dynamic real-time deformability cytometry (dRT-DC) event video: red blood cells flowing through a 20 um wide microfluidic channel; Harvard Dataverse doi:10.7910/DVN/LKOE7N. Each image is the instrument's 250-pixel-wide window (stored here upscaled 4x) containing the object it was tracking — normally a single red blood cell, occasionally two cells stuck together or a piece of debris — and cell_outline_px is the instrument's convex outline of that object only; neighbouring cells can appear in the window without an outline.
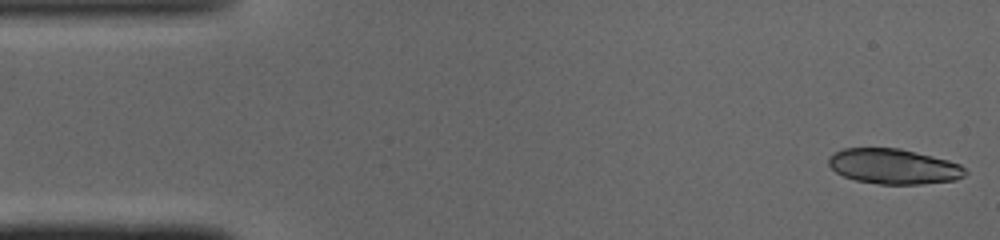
{"species": "common noctule bat (a hibernating species)", "species_latin": "Nyctalus noctula", "temperature_condition": "cold", "stored_images_in_passage": 47, "camera_frame_rate_fps": 3000, "um_per_image_px": 0.085, "animal": {"sex": "male", "body_mass_g": 19.0, "forearm_length_mm": 50.8}, "frame": {"image": 1, "passage_image": 1, "time_ms": 0.0, "image_size_px": [1000, 240], "cell_outline_px": [[968, 172], [964, 176], [956, 180], [920, 184], [880, 184], [856, 180], [844, 176], [836, 172], [828, 164], [828, 156], [844, 148], [900, 148], [948, 160], [960, 164]], "centroid_in_image_um": [75.97, 14.14], "position_along_channel_um": 9.0, "area_um2": 27.98}, "authors_computed_cell_mechanics": {"area_um2": 17.6868, "velocity_mm_per_s": 4.1125, "shape_relaxation_time_tau1_ms": 4.4523, "shape_relaxation_time_tau2_ms": 1.5786, "deformation_change_tau1": 0.1798, "deformation_change_tau2": 0.0708}}